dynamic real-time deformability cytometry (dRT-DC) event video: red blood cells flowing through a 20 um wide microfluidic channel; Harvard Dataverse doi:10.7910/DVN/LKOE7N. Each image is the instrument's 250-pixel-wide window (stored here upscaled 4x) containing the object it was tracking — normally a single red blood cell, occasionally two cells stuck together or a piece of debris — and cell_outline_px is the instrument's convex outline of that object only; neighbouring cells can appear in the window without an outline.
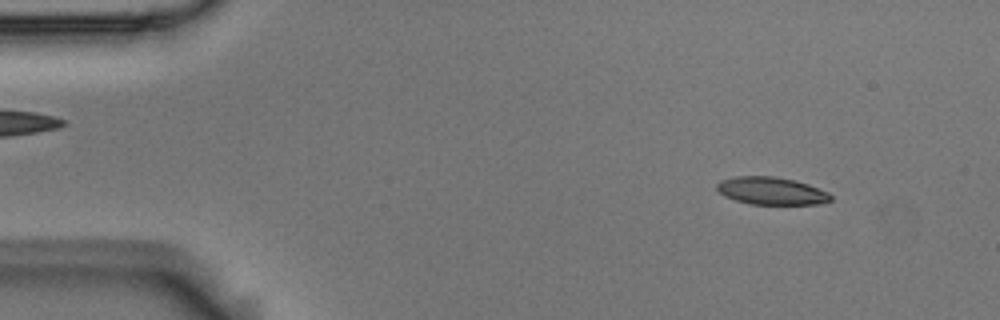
{"species": "Egyptian fruit bat (a non-hibernating species)", "species_latin": "Rousettus aegyptiacus", "temperature_condition": "room temperature", "stored_images_in_passage": 4, "camera_frame_rate_fps": 3000, "um_per_image_px": 0.085, "animal": {"sex": "male"}, "frame": {"image": 1, "passage_image": 2, "time_ms": 0.333, "image_size_px": [1000, 320], "cell_outline_px": [[832, 200], [820, 204], [748, 204], [724, 196], [716, 188], [716, 184], [720, 180], [736, 176], [772, 176], [796, 180], [808, 184], [828, 192], [832, 196]], "centroid_in_image_um": [65.57, 16.22], "position_along_channel_um": 19.4, "area_um2": 18.38}}
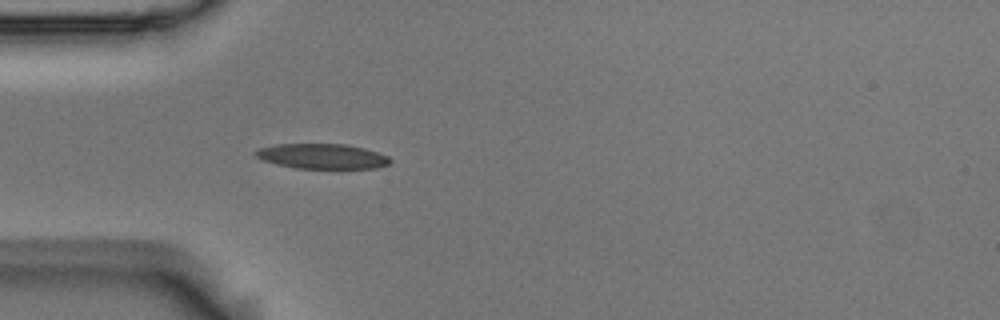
{"frame": {"image": 2, "passage_image": 4, "time_ms": 1.0, "image_size_px": [1000, 320], "cell_outline_px": [[392, 160], [388, 164], [376, 168], [340, 172], [296, 168], [264, 160], [256, 156], [252, 152], [260, 148], [276, 144], [348, 144], [364, 148], [388, 156]], "centroid_in_image_um": [27.47, 13.33], "position_along_channel_um": 57.5, "area_um2": 20.58}}